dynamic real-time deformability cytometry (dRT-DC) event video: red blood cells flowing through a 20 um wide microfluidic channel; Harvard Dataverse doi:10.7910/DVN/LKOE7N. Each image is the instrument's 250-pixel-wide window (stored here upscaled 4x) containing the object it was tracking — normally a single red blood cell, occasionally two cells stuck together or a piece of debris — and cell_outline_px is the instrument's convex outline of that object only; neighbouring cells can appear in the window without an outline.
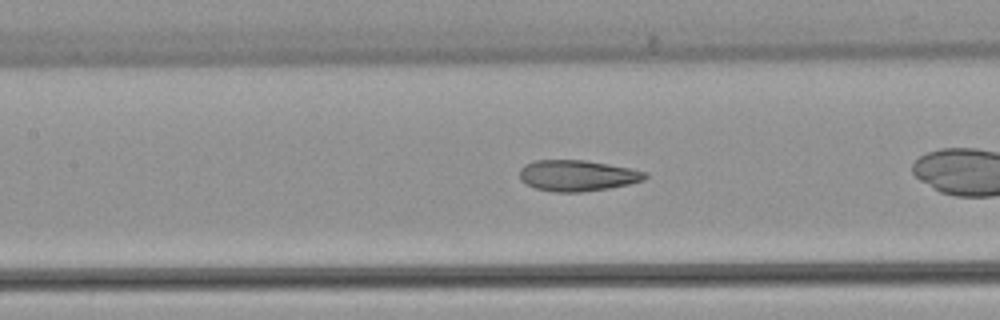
{"species": "common noctule bat (a hibernating species)", "species_latin": "Nyctalus noctula", "temperature_condition": "warm", "stored_images_in_passage": 25, "camera_frame_rate_fps": 3000, "um_per_image_px": 0.085, "animal": {"sex": "female", "body_mass_g": 22.7, "forearm_length_mm": 54.2}, "frame": {"image": 1, "passage_image": 8, "time_ms": 2.333, "image_size_px": [1000, 320], "cell_outline_px": [[648, 176], [644, 180], [628, 184], [608, 188], [580, 192], [552, 192], [536, 188], [520, 180], [520, 168], [524, 164], [536, 160], [588, 160], [648, 172]], "centroid_in_image_um": [49.06, 14.92], "position_along_channel_um": 158.3, "area_um2": 22.66}}
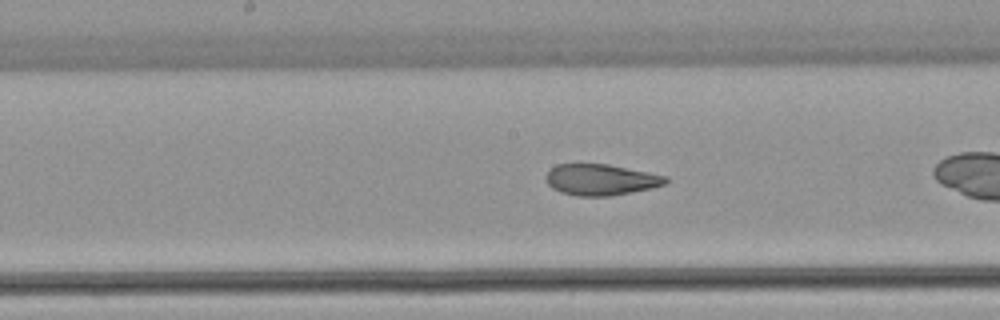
{"frame": {"image": 2, "passage_image": 11, "time_ms": 3.333, "image_size_px": [1000, 320], "cell_outline_px": [[668, 180], [664, 184], [652, 188], [632, 192], [608, 196], [576, 196], [560, 192], [552, 188], [548, 184], [544, 176], [556, 164], [608, 164], [668, 176]], "centroid_in_image_um": [51.06, 15.27], "position_along_channel_um": 197.1, "area_um2": 21.73}}